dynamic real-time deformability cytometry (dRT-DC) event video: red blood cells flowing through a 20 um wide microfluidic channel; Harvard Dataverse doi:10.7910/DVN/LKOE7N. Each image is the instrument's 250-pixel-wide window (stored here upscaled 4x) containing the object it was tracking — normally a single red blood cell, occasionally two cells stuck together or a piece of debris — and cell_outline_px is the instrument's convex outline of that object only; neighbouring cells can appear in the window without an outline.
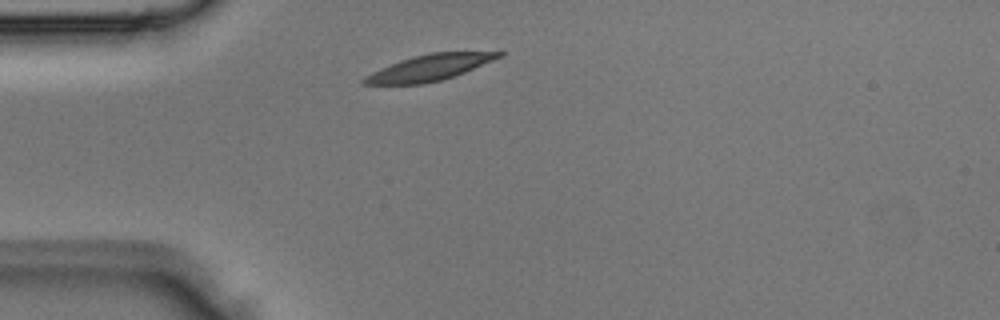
{"species": "Egyptian fruit bat (a non-hibernating species)", "species_latin": "Rousettus aegyptiacus", "temperature_condition": "room temperature", "stored_images_in_passage": 1, "camera_frame_rate_fps": 3000, "um_per_image_px": 0.085, "animal": {"sex": "male"}, "frame": {"image": 1, "passage_image": 1, "time_ms": 0.0, "image_size_px": [1000, 320], "cell_outline_px": [[504, 56], [464, 72], [440, 80], [420, 84], [360, 84], [360, 80], [364, 76], [372, 72], [400, 60], [432, 52], [504, 52]], "centroid_in_image_um": [36.48, 5.75], "position_along_channel_um": 48.5, "area_um2": 20.06}}